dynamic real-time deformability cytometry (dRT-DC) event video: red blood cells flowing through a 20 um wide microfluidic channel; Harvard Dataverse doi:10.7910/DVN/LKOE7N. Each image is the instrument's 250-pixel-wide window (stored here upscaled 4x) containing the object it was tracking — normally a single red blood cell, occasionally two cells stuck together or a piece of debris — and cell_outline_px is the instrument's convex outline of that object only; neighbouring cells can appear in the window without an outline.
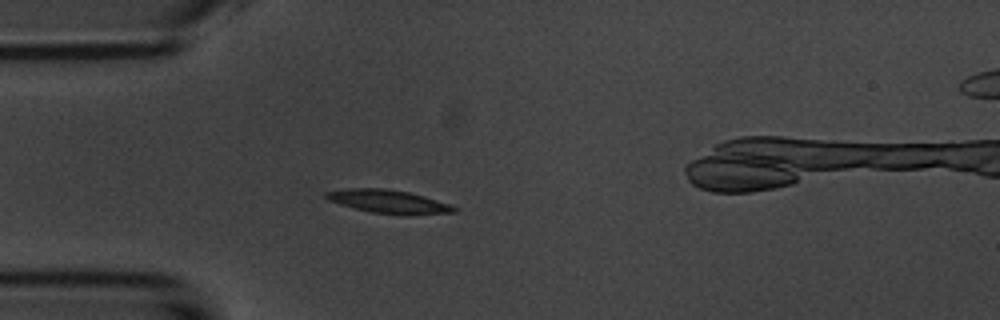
{"species": "common noctule bat (a hibernating species)", "species_latin": "Nyctalus noctula", "temperature_condition": "room temperature", "stored_images_in_passage": 4, "camera_frame_rate_fps": 3000, "um_per_image_px": 0.085, "animal": {"sex": "male", "body_mass_g": 20.1, "forearm_length_mm": 53.5}, "frame": {"image": 1, "passage_image": 3, "time_ms": 3.0, "image_size_px": [1000, 320], "cell_outline_px": [[460, 208], [456, 212], [408, 216], [372, 212], [340, 204], [328, 200], [324, 196], [324, 192], [348, 188], [384, 188], [408, 192], [424, 196]], "centroid_in_image_um": [33.05, 17.14], "position_along_channel_um": 51.9, "area_um2": 17.51}}